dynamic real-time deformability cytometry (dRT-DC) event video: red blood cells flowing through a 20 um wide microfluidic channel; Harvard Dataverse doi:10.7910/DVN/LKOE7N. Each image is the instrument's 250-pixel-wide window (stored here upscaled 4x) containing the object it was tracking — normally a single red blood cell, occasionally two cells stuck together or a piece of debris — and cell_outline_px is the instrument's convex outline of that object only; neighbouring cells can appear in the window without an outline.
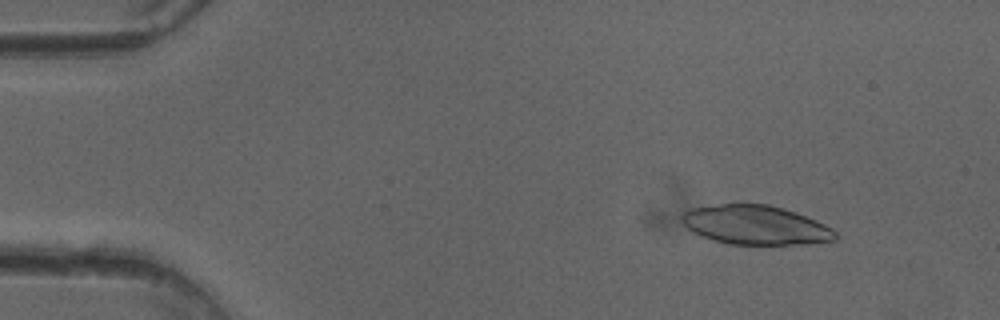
{"species": "common noctule bat (a hibernating species)", "species_latin": "Nyctalus noctula", "temperature_condition": "cold", "stored_images_in_passage": 50, "camera_frame_rate_fps": 3000, "um_per_image_px": 0.085, "animal": {"sex": "female"}, "frame": {"image": 1, "passage_image": 6, "time_ms": 1.667, "image_size_px": [1000, 320], "cell_outline_px": [[836, 240], [804, 244], [728, 244], [712, 240], [692, 232], [684, 224], [680, 216], [684, 212], [692, 208], [720, 204], [768, 204], [784, 208], [796, 212], [816, 220], [832, 228], [836, 232]], "centroid_in_image_um": [64.22, 19.13], "position_along_channel_um": 20.8, "area_um2": 35.03}}